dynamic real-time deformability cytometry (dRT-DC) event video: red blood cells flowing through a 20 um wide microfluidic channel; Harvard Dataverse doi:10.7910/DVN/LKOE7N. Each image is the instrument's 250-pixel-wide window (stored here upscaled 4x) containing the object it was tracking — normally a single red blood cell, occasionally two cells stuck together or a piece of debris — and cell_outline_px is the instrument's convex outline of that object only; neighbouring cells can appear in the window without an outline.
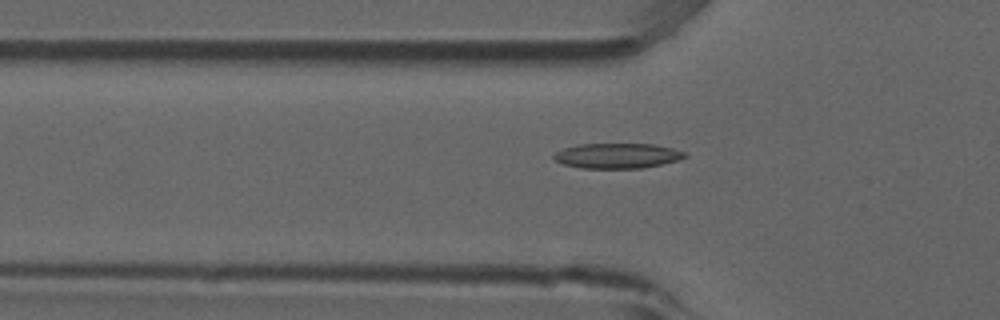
{"species": "common noctule bat (a hibernating species)", "species_latin": "Nyctalus noctula", "temperature_condition": "room temperature", "stored_images_in_passage": 49, "camera_frame_rate_fps": 3000, "um_per_image_px": 0.085, "animal": {"sex": "male", "forearm_length_mm": 52.5}, "frame": {"image": 1, "passage_image": 14, "time_ms": 4.333, "image_size_px": [1000, 320], "cell_outline_px": [[688, 156], [676, 160], [644, 168], [580, 168], [564, 164], [556, 160], [552, 156], [556, 152], [564, 148], [580, 144], [656, 144], [672, 148], [684, 152]], "centroid_in_image_um": [52.46, 13.24], "position_along_channel_um": 73.3, "area_um2": 19.02}}
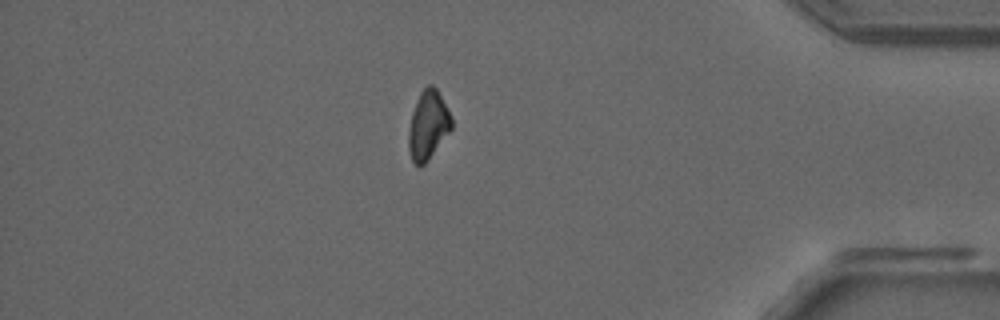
{"frame": {"image": 2, "passage_image": 42, "time_ms": 13.667, "image_size_px": [1000, 320], "cell_outline_px": [[452, 128], [428, 160], [424, 164], [416, 164], [412, 160], [408, 148], [408, 132], [412, 112], [416, 100], [420, 92], [428, 84], [432, 84], [436, 88], [452, 116]], "centroid_in_image_um": [36.38, 10.61], "position_along_channel_um": 398.8, "area_um2": 17.11}}
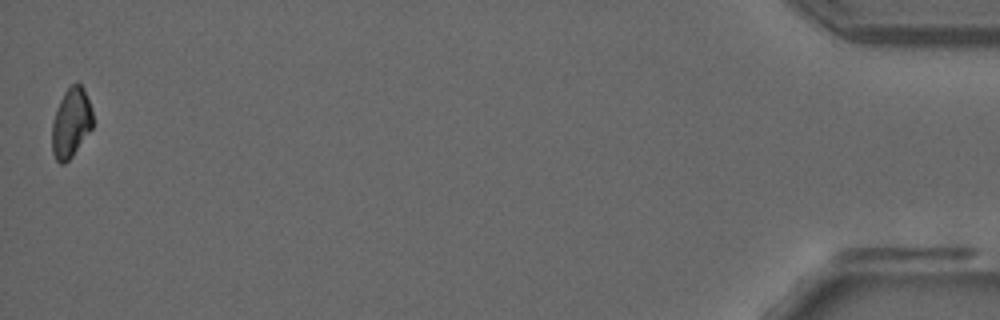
{"frame": {"image": 3, "passage_image": 49, "time_ms": 16.0, "image_size_px": [1000, 320], "cell_outline_px": [[92, 128], [72, 156], [64, 164], [60, 164], [56, 160], [52, 152], [52, 120], [60, 100], [64, 92], [76, 80], [84, 88], [92, 108]], "centroid_in_image_um": [6.03, 10.42], "position_along_channel_um": 429.2, "area_um2": 16.59}}